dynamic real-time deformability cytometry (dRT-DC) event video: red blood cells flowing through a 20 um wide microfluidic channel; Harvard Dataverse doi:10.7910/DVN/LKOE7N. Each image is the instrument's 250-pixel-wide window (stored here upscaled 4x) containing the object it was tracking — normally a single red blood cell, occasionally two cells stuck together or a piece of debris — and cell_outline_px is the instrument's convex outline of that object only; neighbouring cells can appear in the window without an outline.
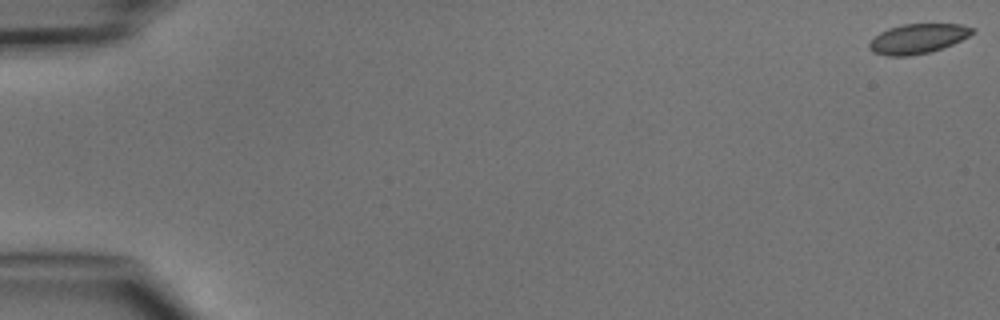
{"species": "common noctule bat (a hibernating species)", "species_latin": "Nyctalus noctula", "temperature_condition": "cold", "stored_images_in_passage": 3, "camera_frame_rate_fps": 3000, "um_per_image_px": 0.085, "animal": {"sex": "male", "body_mass_g": 15.6}, "frame": {"image": 1, "passage_image": 1, "time_ms": 0.0, "image_size_px": [1000, 320], "cell_outline_px": [[976, 32], [952, 44], [928, 52], [908, 56], [888, 56], [872, 52], [868, 48], [868, 44], [880, 32], [888, 28], [904, 24], [960, 24], [976, 28]], "centroid_in_image_um": [78.01, 3.28], "position_along_channel_um": 7.0, "area_um2": 17.74}}